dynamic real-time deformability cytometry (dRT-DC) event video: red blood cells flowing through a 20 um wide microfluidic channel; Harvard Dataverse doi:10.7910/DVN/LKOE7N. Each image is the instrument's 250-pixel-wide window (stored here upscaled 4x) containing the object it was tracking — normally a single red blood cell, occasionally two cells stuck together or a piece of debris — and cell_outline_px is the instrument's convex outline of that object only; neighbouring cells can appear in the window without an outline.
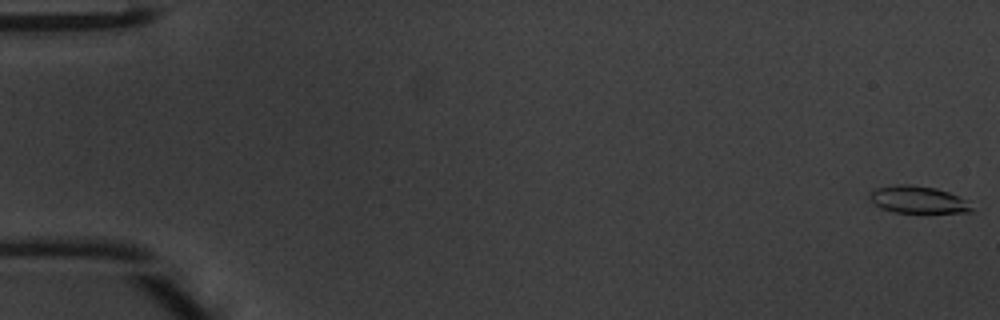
{"species": "common noctule bat (a hibernating species)", "species_latin": "Nyctalus noctula", "temperature_condition": "warm", "stored_images_in_passage": 49, "camera_frame_rate_fps": 3000, "um_per_image_px": 0.085, "animal": {"sex": "male", "body_mass_g": 20.1, "forearm_length_mm": 53.5}, "frame": {"image": 1, "passage_image": 1, "time_ms": 0.0, "image_size_px": [1000, 320], "cell_outline_px": [[972, 212], [892, 212], [880, 208], [872, 204], [868, 200], [868, 196], [876, 188], [896, 184], [912, 184], [936, 188], [948, 192], [968, 200], [972, 208]], "centroid_in_image_um": [77.98, 16.96], "position_along_channel_um": 7.0, "area_um2": 16.3}}
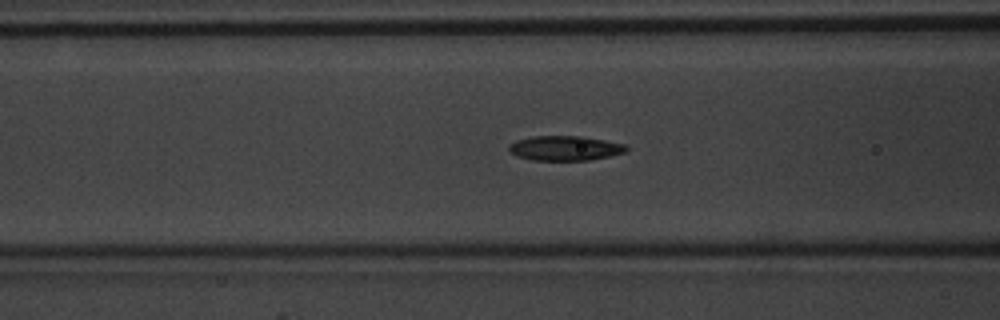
{"frame": {"image": 2, "passage_image": 20, "time_ms": 6.333, "image_size_px": [1000, 320], "cell_outline_px": [[628, 148], [624, 152], [592, 160], [532, 160], [516, 156], [508, 152], [508, 144], [516, 140], [532, 136], [584, 136], [624, 144]], "centroid_in_image_um": [47.96, 12.59], "position_along_channel_um": 118.6, "area_um2": 16.99}}
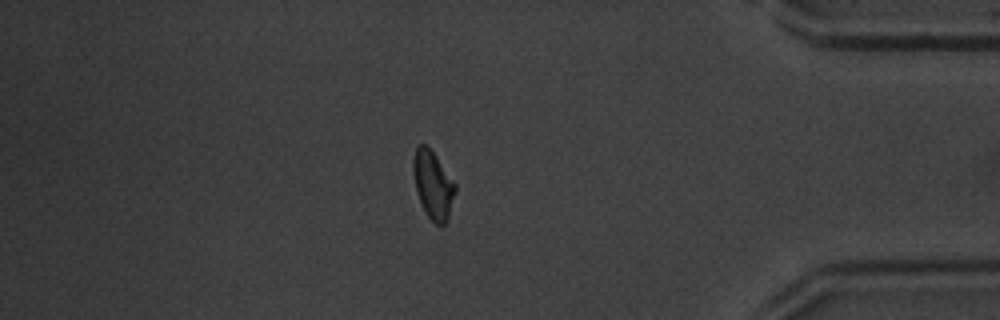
{"frame": {"image": 3, "passage_image": 42, "time_ms": 13.667, "image_size_px": [1000, 320], "cell_outline_px": [[456, 192], [448, 216], [444, 224], [436, 224], [424, 212], [416, 188], [412, 172], [412, 160], [416, 148], [420, 144], [424, 144], [432, 152], [456, 184]], "centroid_in_image_um": [36.79, 15.71], "position_along_channel_um": 398.4, "area_um2": 16.24}, "authors_computed_cell_mechanics": {"area_um2": 16.4152, "velocity_mm_per_s": 4.2355, "shape_relaxation_time_tau1_ms": 3.1901, "shape_relaxation_time_tau2_ms": 5.0811, "deformation_change_tau1": 0.135, "deformation_change_tau2": 0.1276}}